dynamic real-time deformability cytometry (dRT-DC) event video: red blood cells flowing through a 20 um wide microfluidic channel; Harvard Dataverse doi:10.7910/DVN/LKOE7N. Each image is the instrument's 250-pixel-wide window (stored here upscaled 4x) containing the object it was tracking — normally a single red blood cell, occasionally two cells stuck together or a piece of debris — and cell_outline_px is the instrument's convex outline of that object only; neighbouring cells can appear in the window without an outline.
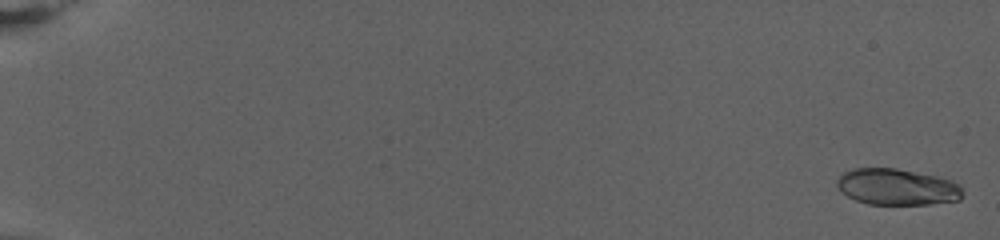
{"species": "human", "species_latin": "Homo sapiens", "temperature_condition": "warm", "stored_images_in_passage": 55, "camera_frame_rate_fps": 3000, "um_per_image_px": 0.085, "donor": {"sex": "female"}, "frame": {"image": 1, "passage_image": 2, "time_ms": 0.333, "image_size_px": [1000, 240], "cell_outline_px": [[964, 192], [960, 200], [928, 204], [868, 204], [856, 200], [840, 192], [836, 184], [836, 180], [844, 172], [856, 168], [896, 168], [940, 176], [952, 180], [960, 184]], "centroid_in_image_um": [76.28, 15.88], "position_along_channel_um": 8.7, "area_um2": 26.88}}
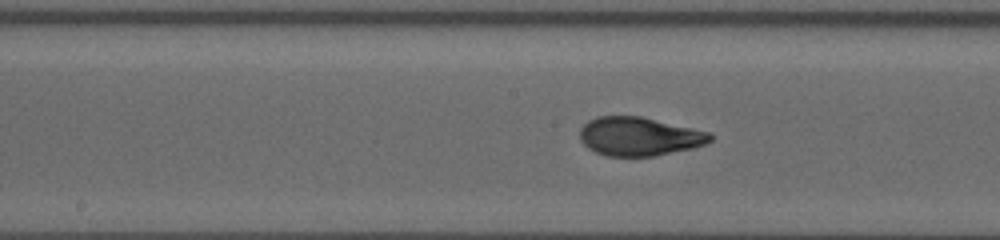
{"frame": {"image": 2, "passage_image": 32, "time_ms": 10.333, "image_size_px": [1000, 240], "cell_outline_px": [[712, 140], [704, 144], [692, 148], [652, 156], [608, 156], [596, 152], [588, 148], [580, 140], [580, 128], [588, 120], [596, 116], [640, 116], [712, 132]], "centroid_in_image_um": [54.32, 11.58], "position_along_channel_um": 193.9, "area_um2": 29.36}}
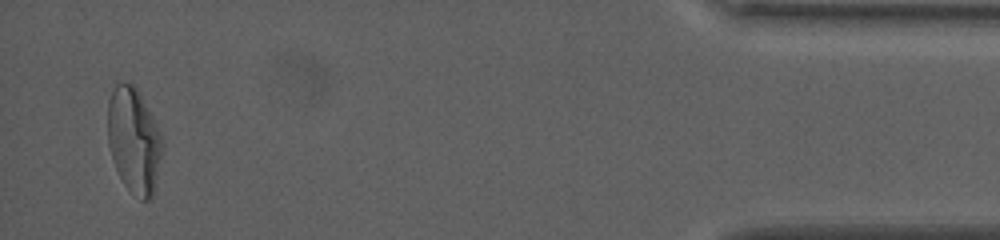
{"frame": {"image": 3, "passage_image": 55, "time_ms": 18.0, "image_size_px": [1000, 240], "cell_outline_px": [[160, 156], [152, 196], [148, 200], [140, 200], [124, 184], [112, 160], [108, 144], [108, 100], [112, 88], [116, 84], [132, 84], [136, 88], [156, 124], [160, 132]], "centroid_in_image_um": [11.33, 11.93], "position_along_channel_um": 423.9, "area_um2": 32.54}, "authors_computed_cell_mechanics": {"area_um2": 29.0734, "velocity_mm_per_s": 2.7933, "shape_relaxation_time_tau1_ms": 6.6016, "shape_relaxation_time_tau2_ms": null, "deformation_change_tau1": 0.2629, "deformation_change_tau2": null}}